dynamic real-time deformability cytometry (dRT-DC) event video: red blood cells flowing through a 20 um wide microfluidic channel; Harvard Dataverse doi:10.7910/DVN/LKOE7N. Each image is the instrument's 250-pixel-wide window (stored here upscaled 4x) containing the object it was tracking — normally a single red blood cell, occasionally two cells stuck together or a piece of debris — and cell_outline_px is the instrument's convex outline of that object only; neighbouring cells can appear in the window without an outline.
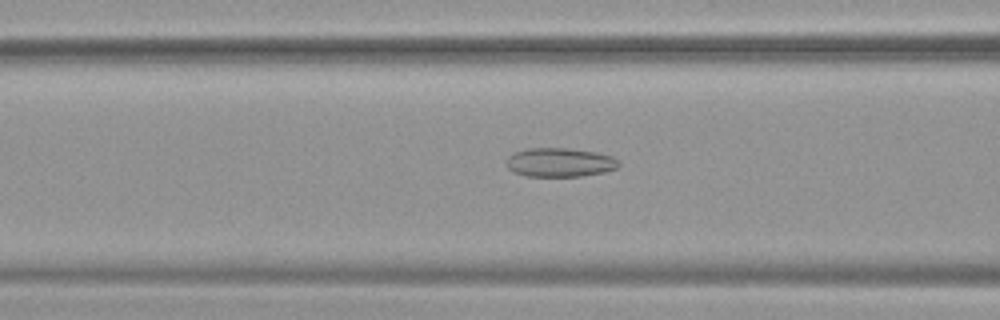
{"species": "common noctule bat (a hibernating species)", "species_latin": "Nyctalus noctula", "temperature_condition": "warm", "stored_images_in_passage": 39, "camera_frame_rate_fps": 3000, "um_per_image_px": 0.085, "animal": {"sex": "female", "body_mass_g": 19.9}, "frame": {"image": 1, "passage_image": 7, "time_ms": 2.0, "image_size_px": [1000, 320], "cell_outline_px": [[620, 164], [616, 168], [604, 172], [580, 176], [524, 176], [508, 168], [508, 156], [512, 152], [528, 148], [568, 148], [596, 152], [612, 156], [620, 160]], "centroid_in_image_um": [47.6, 13.79], "position_along_channel_um": 119.0, "area_um2": 18.96}}
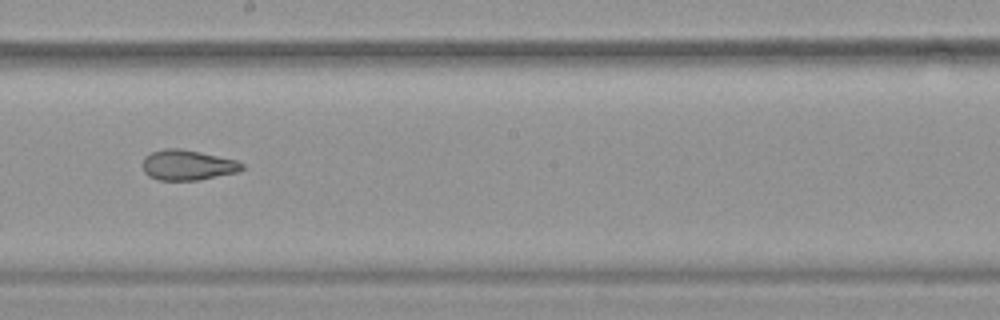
{"frame": {"image": 2, "passage_image": 16, "time_ms": 5.0, "image_size_px": [1000, 320], "cell_outline_px": [[244, 168], [240, 172], [196, 180], [156, 180], [148, 176], [144, 172], [140, 164], [144, 156], [152, 152], [164, 148], [180, 148], [200, 152], [236, 160], [244, 164]], "centroid_in_image_um": [15.9, 14.03], "position_along_channel_um": 232.3, "area_um2": 17.8}}
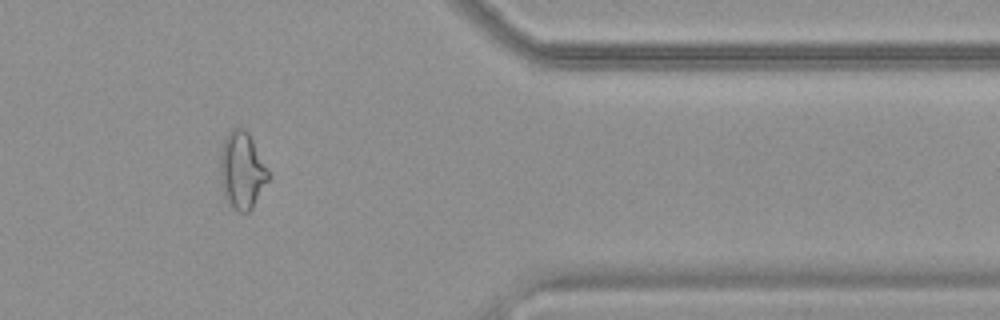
{"frame": {"image": 3, "passage_image": 30, "time_ms": 9.667, "image_size_px": [1000, 320], "cell_outline_px": [[268, 180], [252, 208], [248, 212], [240, 212], [232, 208], [224, 196], [220, 176], [220, 152], [224, 136], [232, 128], [244, 128], [248, 132], [268, 168]], "centroid_in_image_um": [20.55, 14.46], "position_along_channel_um": 390.9, "area_um2": 21.62}, "authors_computed_cell_mechanics": {"area_um2": 18.9584, "velocity_mm_per_s": 3.7875, "shape_relaxation_time_tau1_ms": null, "shape_relaxation_time_tau2_ms": 1.785, "deformation_change_tau1": null, "deformation_change_tau2": 0.0849}}